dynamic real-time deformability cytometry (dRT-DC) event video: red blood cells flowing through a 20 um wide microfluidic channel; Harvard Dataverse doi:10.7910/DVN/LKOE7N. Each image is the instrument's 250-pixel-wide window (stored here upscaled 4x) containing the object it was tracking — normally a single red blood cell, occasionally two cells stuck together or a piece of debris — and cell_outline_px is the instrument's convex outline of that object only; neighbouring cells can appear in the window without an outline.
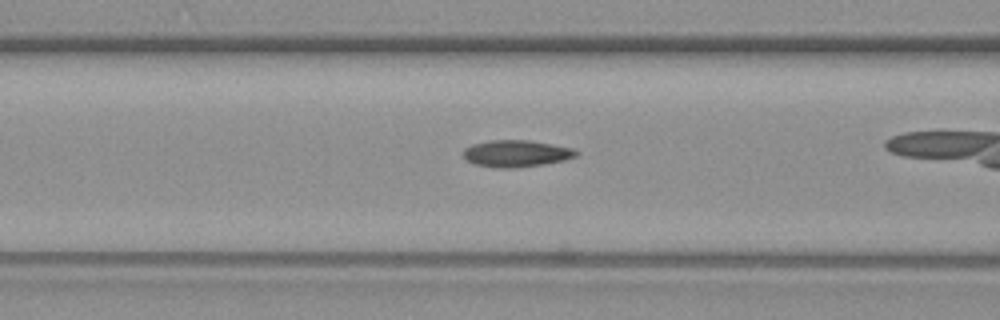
{"species": "common noctule bat (a hibernating species)", "species_latin": "Nyctalus noctula", "temperature_condition": "warm", "stored_images_in_passage": 27, "camera_frame_rate_fps": 3000, "um_per_image_px": 0.085, "animal": {"sex": "female", "body_mass_g": 19.3, "forearm_length_mm": 54.1}, "frame": {"image": 1, "passage_image": 6, "time_ms": 1.667, "image_size_px": [1000, 320], "cell_outline_px": [[580, 152], [576, 156], [564, 160], [544, 164], [516, 168], [496, 168], [476, 164], [468, 160], [464, 156], [464, 148], [472, 144], [492, 140], [528, 140], [552, 144], [572, 148]], "centroid_in_image_um": [43.9, 13.05], "position_along_channel_um": 122.7, "area_um2": 17.57}}
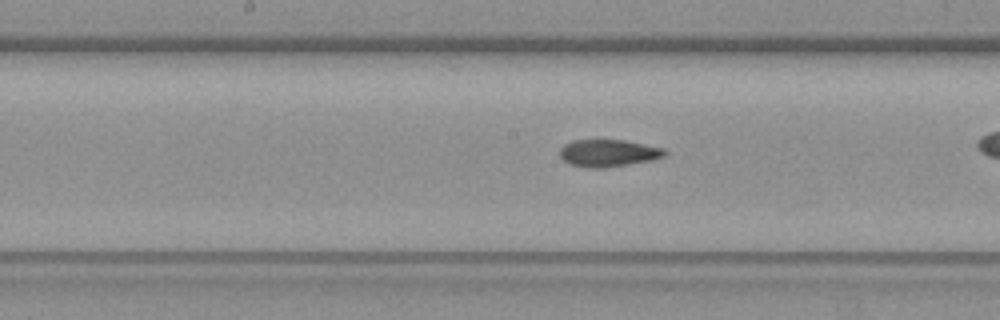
{"frame": {"image": 2, "passage_image": 12, "time_ms": 3.667, "image_size_px": [1000, 320], "cell_outline_px": [[668, 152], [664, 156], [652, 160], [604, 168], [588, 168], [568, 164], [560, 156], [560, 148], [564, 144], [572, 140], [624, 140], [664, 148]], "centroid_in_image_um": [51.69, 13.01], "position_along_channel_um": 196.5, "area_um2": 16.7}}
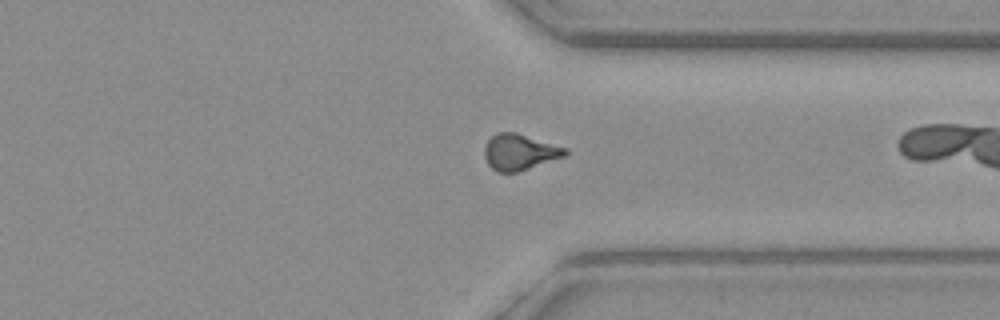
{"frame": {"image": 3, "passage_image": 26, "time_ms": 8.333, "image_size_px": [1000, 320], "cell_outline_px": [[568, 152], [564, 156], [516, 172], [496, 172], [488, 164], [484, 156], [484, 148], [488, 140], [496, 132], [516, 132], [568, 148]], "centroid_in_image_um": [44.15, 12.91], "position_along_channel_um": 367.3, "area_um2": 16.82}}